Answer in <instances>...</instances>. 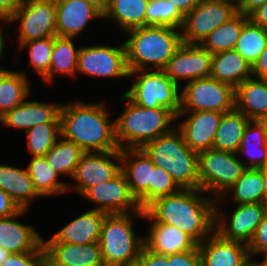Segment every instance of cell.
Segmentation results:
<instances>
[{
  "mask_svg": "<svg viewBox=\"0 0 267 266\" xmlns=\"http://www.w3.org/2000/svg\"><path fill=\"white\" fill-rule=\"evenodd\" d=\"M205 194L201 189H180L155 199L144 210L156 222L173 225L200 244L214 232L215 224L216 199Z\"/></svg>",
  "mask_w": 267,
  "mask_h": 266,
  "instance_id": "obj_1",
  "label": "cell"
},
{
  "mask_svg": "<svg viewBox=\"0 0 267 266\" xmlns=\"http://www.w3.org/2000/svg\"><path fill=\"white\" fill-rule=\"evenodd\" d=\"M105 100L95 103L72 101L62 104L61 136L79 145L84 152L118 150L115 119H109Z\"/></svg>",
  "mask_w": 267,
  "mask_h": 266,
  "instance_id": "obj_2",
  "label": "cell"
},
{
  "mask_svg": "<svg viewBox=\"0 0 267 266\" xmlns=\"http://www.w3.org/2000/svg\"><path fill=\"white\" fill-rule=\"evenodd\" d=\"M124 33L129 37L123 42L129 72L162 70L183 43L181 30L167 26H143Z\"/></svg>",
  "mask_w": 267,
  "mask_h": 266,
  "instance_id": "obj_3",
  "label": "cell"
},
{
  "mask_svg": "<svg viewBox=\"0 0 267 266\" xmlns=\"http://www.w3.org/2000/svg\"><path fill=\"white\" fill-rule=\"evenodd\" d=\"M127 105L115 118V139L119 149L142 148L146 143L170 132L176 115L167 108L148 109L132 102L125 94L120 101Z\"/></svg>",
  "mask_w": 267,
  "mask_h": 266,
  "instance_id": "obj_4",
  "label": "cell"
},
{
  "mask_svg": "<svg viewBox=\"0 0 267 266\" xmlns=\"http://www.w3.org/2000/svg\"><path fill=\"white\" fill-rule=\"evenodd\" d=\"M142 149L155 166L170 174L180 189H199L198 153L185 143L177 127L146 143Z\"/></svg>",
  "mask_w": 267,
  "mask_h": 266,
  "instance_id": "obj_5",
  "label": "cell"
},
{
  "mask_svg": "<svg viewBox=\"0 0 267 266\" xmlns=\"http://www.w3.org/2000/svg\"><path fill=\"white\" fill-rule=\"evenodd\" d=\"M144 212L107 214L101 226L99 246L105 266H136L144 247V236L133 228L132 220Z\"/></svg>",
  "mask_w": 267,
  "mask_h": 266,
  "instance_id": "obj_6",
  "label": "cell"
},
{
  "mask_svg": "<svg viewBox=\"0 0 267 266\" xmlns=\"http://www.w3.org/2000/svg\"><path fill=\"white\" fill-rule=\"evenodd\" d=\"M129 77L134 82L124 94L132 102L148 109L167 108L175 115L178 114L181 108V86L162 70H134L129 72Z\"/></svg>",
  "mask_w": 267,
  "mask_h": 266,
  "instance_id": "obj_7",
  "label": "cell"
},
{
  "mask_svg": "<svg viewBox=\"0 0 267 266\" xmlns=\"http://www.w3.org/2000/svg\"><path fill=\"white\" fill-rule=\"evenodd\" d=\"M246 169L236 153L213 148L199 152V189L214 199L220 198Z\"/></svg>",
  "mask_w": 267,
  "mask_h": 266,
  "instance_id": "obj_8",
  "label": "cell"
},
{
  "mask_svg": "<svg viewBox=\"0 0 267 266\" xmlns=\"http://www.w3.org/2000/svg\"><path fill=\"white\" fill-rule=\"evenodd\" d=\"M235 88L211 77L195 79L181 88L179 112L218 111L235 109Z\"/></svg>",
  "mask_w": 267,
  "mask_h": 266,
  "instance_id": "obj_9",
  "label": "cell"
},
{
  "mask_svg": "<svg viewBox=\"0 0 267 266\" xmlns=\"http://www.w3.org/2000/svg\"><path fill=\"white\" fill-rule=\"evenodd\" d=\"M238 14L236 0H201L184 17L182 42L200 44L215 28Z\"/></svg>",
  "mask_w": 267,
  "mask_h": 266,
  "instance_id": "obj_10",
  "label": "cell"
},
{
  "mask_svg": "<svg viewBox=\"0 0 267 266\" xmlns=\"http://www.w3.org/2000/svg\"><path fill=\"white\" fill-rule=\"evenodd\" d=\"M19 24L17 43L57 36L55 0H25L7 20Z\"/></svg>",
  "mask_w": 267,
  "mask_h": 266,
  "instance_id": "obj_11",
  "label": "cell"
},
{
  "mask_svg": "<svg viewBox=\"0 0 267 266\" xmlns=\"http://www.w3.org/2000/svg\"><path fill=\"white\" fill-rule=\"evenodd\" d=\"M220 203L223 201L216 199L214 232L225 240L238 241L248 246L267 206L264 203L234 205L235 209L227 218L228 214L221 210Z\"/></svg>",
  "mask_w": 267,
  "mask_h": 266,
  "instance_id": "obj_12",
  "label": "cell"
},
{
  "mask_svg": "<svg viewBox=\"0 0 267 266\" xmlns=\"http://www.w3.org/2000/svg\"><path fill=\"white\" fill-rule=\"evenodd\" d=\"M77 73L93 78L129 77L124 43L115 47L101 44L80 46Z\"/></svg>",
  "mask_w": 267,
  "mask_h": 266,
  "instance_id": "obj_13",
  "label": "cell"
},
{
  "mask_svg": "<svg viewBox=\"0 0 267 266\" xmlns=\"http://www.w3.org/2000/svg\"><path fill=\"white\" fill-rule=\"evenodd\" d=\"M121 171V149L102 152H84L76 166L68 191L82 195L92 186L109 181ZM70 184V185H69Z\"/></svg>",
  "mask_w": 267,
  "mask_h": 266,
  "instance_id": "obj_14",
  "label": "cell"
},
{
  "mask_svg": "<svg viewBox=\"0 0 267 266\" xmlns=\"http://www.w3.org/2000/svg\"><path fill=\"white\" fill-rule=\"evenodd\" d=\"M82 196L95 204L92 210H100L107 214L144 212L131 194L122 171L109 181L90 187Z\"/></svg>",
  "mask_w": 267,
  "mask_h": 266,
  "instance_id": "obj_15",
  "label": "cell"
},
{
  "mask_svg": "<svg viewBox=\"0 0 267 266\" xmlns=\"http://www.w3.org/2000/svg\"><path fill=\"white\" fill-rule=\"evenodd\" d=\"M213 54L199 44L182 43L162 71L174 83L207 78L211 75Z\"/></svg>",
  "mask_w": 267,
  "mask_h": 266,
  "instance_id": "obj_16",
  "label": "cell"
},
{
  "mask_svg": "<svg viewBox=\"0 0 267 266\" xmlns=\"http://www.w3.org/2000/svg\"><path fill=\"white\" fill-rule=\"evenodd\" d=\"M223 114L218 111L178 112L176 120L186 118L175 126L181 131L185 143L199 153L212 149Z\"/></svg>",
  "mask_w": 267,
  "mask_h": 266,
  "instance_id": "obj_17",
  "label": "cell"
},
{
  "mask_svg": "<svg viewBox=\"0 0 267 266\" xmlns=\"http://www.w3.org/2000/svg\"><path fill=\"white\" fill-rule=\"evenodd\" d=\"M154 166L142 148L121 150V171L126 176L131 194L143 210L149 205V183Z\"/></svg>",
  "mask_w": 267,
  "mask_h": 266,
  "instance_id": "obj_18",
  "label": "cell"
},
{
  "mask_svg": "<svg viewBox=\"0 0 267 266\" xmlns=\"http://www.w3.org/2000/svg\"><path fill=\"white\" fill-rule=\"evenodd\" d=\"M58 37L76 38L87 28L90 19H103V13L85 0H55Z\"/></svg>",
  "mask_w": 267,
  "mask_h": 266,
  "instance_id": "obj_19",
  "label": "cell"
},
{
  "mask_svg": "<svg viewBox=\"0 0 267 266\" xmlns=\"http://www.w3.org/2000/svg\"><path fill=\"white\" fill-rule=\"evenodd\" d=\"M144 219L151 221L148 235L144 236V246L157 254L170 255L193 250L198 244L181 229L156 222L145 210Z\"/></svg>",
  "mask_w": 267,
  "mask_h": 266,
  "instance_id": "obj_20",
  "label": "cell"
},
{
  "mask_svg": "<svg viewBox=\"0 0 267 266\" xmlns=\"http://www.w3.org/2000/svg\"><path fill=\"white\" fill-rule=\"evenodd\" d=\"M62 103L25 100L0 117L5 127L27 130L41 123H60Z\"/></svg>",
  "mask_w": 267,
  "mask_h": 266,
  "instance_id": "obj_21",
  "label": "cell"
},
{
  "mask_svg": "<svg viewBox=\"0 0 267 266\" xmlns=\"http://www.w3.org/2000/svg\"><path fill=\"white\" fill-rule=\"evenodd\" d=\"M27 212L30 211L21 209L10 217L0 219V246L11 253L33 252L43 244V237L35 227L16 220Z\"/></svg>",
  "mask_w": 267,
  "mask_h": 266,
  "instance_id": "obj_22",
  "label": "cell"
},
{
  "mask_svg": "<svg viewBox=\"0 0 267 266\" xmlns=\"http://www.w3.org/2000/svg\"><path fill=\"white\" fill-rule=\"evenodd\" d=\"M202 266H241L250 256L248 246L238 241H229L213 232L197 245Z\"/></svg>",
  "mask_w": 267,
  "mask_h": 266,
  "instance_id": "obj_23",
  "label": "cell"
},
{
  "mask_svg": "<svg viewBox=\"0 0 267 266\" xmlns=\"http://www.w3.org/2000/svg\"><path fill=\"white\" fill-rule=\"evenodd\" d=\"M107 213L89 210L74 218L43 243L89 244L99 242L101 226Z\"/></svg>",
  "mask_w": 267,
  "mask_h": 266,
  "instance_id": "obj_24",
  "label": "cell"
},
{
  "mask_svg": "<svg viewBox=\"0 0 267 266\" xmlns=\"http://www.w3.org/2000/svg\"><path fill=\"white\" fill-rule=\"evenodd\" d=\"M45 256L56 266H105L99 242L89 244L43 243Z\"/></svg>",
  "mask_w": 267,
  "mask_h": 266,
  "instance_id": "obj_25",
  "label": "cell"
},
{
  "mask_svg": "<svg viewBox=\"0 0 267 266\" xmlns=\"http://www.w3.org/2000/svg\"><path fill=\"white\" fill-rule=\"evenodd\" d=\"M0 188L11 196L20 209L30 210V205L42 196L34 188L27 169L0 164Z\"/></svg>",
  "mask_w": 267,
  "mask_h": 266,
  "instance_id": "obj_26",
  "label": "cell"
},
{
  "mask_svg": "<svg viewBox=\"0 0 267 266\" xmlns=\"http://www.w3.org/2000/svg\"><path fill=\"white\" fill-rule=\"evenodd\" d=\"M210 77L236 89L252 78V67L235 49L219 52L213 54Z\"/></svg>",
  "mask_w": 267,
  "mask_h": 266,
  "instance_id": "obj_27",
  "label": "cell"
},
{
  "mask_svg": "<svg viewBox=\"0 0 267 266\" xmlns=\"http://www.w3.org/2000/svg\"><path fill=\"white\" fill-rule=\"evenodd\" d=\"M235 108L250 120L267 115V80L251 78L235 89Z\"/></svg>",
  "mask_w": 267,
  "mask_h": 266,
  "instance_id": "obj_28",
  "label": "cell"
},
{
  "mask_svg": "<svg viewBox=\"0 0 267 266\" xmlns=\"http://www.w3.org/2000/svg\"><path fill=\"white\" fill-rule=\"evenodd\" d=\"M27 76L24 71H11L0 65V117L30 96L31 86Z\"/></svg>",
  "mask_w": 267,
  "mask_h": 266,
  "instance_id": "obj_29",
  "label": "cell"
},
{
  "mask_svg": "<svg viewBox=\"0 0 267 266\" xmlns=\"http://www.w3.org/2000/svg\"><path fill=\"white\" fill-rule=\"evenodd\" d=\"M250 119L236 108L223 114L212 148L237 153Z\"/></svg>",
  "mask_w": 267,
  "mask_h": 266,
  "instance_id": "obj_30",
  "label": "cell"
},
{
  "mask_svg": "<svg viewBox=\"0 0 267 266\" xmlns=\"http://www.w3.org/2000/svg\"><path fill=\"white\" fill-rule=\"evenodd\" d=\"M236 154L238 158H241L242 155L247 158L240 159L246 168L259 169L267 165V142L264 132L256 120L249 121Z\"/></svg>",
  "mask_w": 267,
  "mask_h": 266,
  "instance_id": "obj_31",
  "label": "cell"
},
{
  "mask_svg": "<svg viewBox=\"0 0 267 266\" xmlns=\"http://www.w3.org/2000/svg\"><path fill=\"white\" fill-rule=\"evenodd\" d=\"M26 167L34 188L42 196H58L68 192V183L47 163L45 156H34Z\"/></svg>",
  "mask_w": 267,
  "mask_h": 266,
  "instance_id": "obj_32",
  "label": "cell"
},
{
  "mask_svg": "<svg viewBox=\"0 0 267 266\" xmlns=\"http://www.w3.org/2000/svg\"><path fill=\"white\" fill-rule=\"evenodd\" d=\"M149 0H109L103 19H111L123 32L146 26V9Z\"/></svg>",
  "mask_w": 267,
  "mask_h": 266,
  "instance_id": "obj_33",
  "label": "cell"
},
{
  "mask_svg": "<svg viewBox=\"0 0 267 266\" xmlns=\"http://www.w3.org/2000/svg\"><path fill=\"white\" fill-rule=\"evenodd\" d=\"M73 40L74 38L54 36L49 72L42 81L51 84L56 74L67 75L69 77L77 74L80 48H76Z\"/></svg>",
  "mask_w": 267,
  "mask_h": 266,
  "instance_id": "obj_34",
  "label": "cell"
},
{
  "mask_svg": "<svg viewBox=\"0 0 267 266\" xmlns=\"http://www.w3.org/2000/svg\"><path fill=\"white\" fill-rule=\"evenodd\" d=\"M227 196L231 197V199L233 198L234 205L263 203V177L261 170L247 168L235 184L217 199L222 201Z\"/></svg>",
  "mask_w": 267,
  "mask_h": 266,
  "instance_id": "obj_35",
  "label": "cell"
},
{
  "mask_svg": "<svg viewBox=\"0 0 267 266\" xmlns=\"http://www.w3.org/2000/svg\"><path fill=\"white\" fill-rule=\"evenodd\" d=\"M248 20L249 16L238 13L228 22L215 28L199 45L212 54L234 49Z\"/></svg>",
  "mask_w": 267,
  "mask_h": 266,
  "instance_id": "obj_36",
  "label": "cell"
},
{
  "mask_svg": "<svg viewBox=\"0 0 267 266\" xmlns=\"http://www.w3.org/2000/svg\"><path fill=\"white\" fill-rule=\"evenodd\" d=\"M84 151L76 143L60 136L45 155L47 163L62 177H73Z\"/></svg>",
  "mask_w": 267,
  "mask_h": 266,
  "instance_id": "obj_37",
  "label": "cell"
},
{
  "mask_svg": "<svg viewBox=\"0 0 267 266\" xmlns=\"http://www.w3.org/2000/svg\"><path fill=\"white\" fill-rule=\"evenodd\" d=\"M267 46V30L253 23L250 19L244 24L235 50L252 67Z\"/></svg>",
  "mask_w": 267,
  "mask_h": 266,
  "instance_id": "obj_38",
  "label": "cell"
},
{
  "mask_svg": "<svg viewBox=\"0 0 267 266\" xmlns=\"http://www.w3.org/2000/svg\"><path fill=\"white\" fill-rule=\"evenodd\" d=\"M184 15L169 0H149L146 9V26H167L180 29Z\"/></svg>",
  "mask_w": 267,
  "mask_h": 266,
  "instance_id": "obj_39",
  "label": "cell"
},
{
  "mask_svg": "<svg viewBox=\"0 0 267 266\" xmlns=\"http://www.w3.org/2000/svg\"><path fill=\"white\" fill-rule=\"evenodd\" d=\"M24 133L31 157L45 156L61 136L60 123H41Z\"/></svg>",
  "mask_w": 267,
  "mask_h": 266,
  "instance_id": "obj_40",
  "label": "cell"
},
{
  "mask_svg": "<svg viewBox=\"0 0 267 266\" xmlns=\"http://www.w3.org/2000/svg\"><path fill=\"white\" fill-rule=\"evenodd\" d=\"M54 46V37L30 40L18 46L19 49L26 48L29 55V67L43 79L49 72V66Z\"/></svg>",
  "mask_w": 267,
  "mask_h": 266,
  "instance_id": "obj_41",
  "label": "cell"
},
{
  "mask_svg": "<svg viewBox=\"0 0 267 266\" xmlns=\"http://www.w3.org/2000/svg\"><path fill=\"white\" fill-rule=\"evenodd\" d=\"M179 190L180 188L167 171L154 166L151 183H149V204L159 197L175 194Z\"/></svg>",
  "mask_w": 267,
  "mask_h": 266,
  "instance_id": "obj_42",
  "label": "cell"
},
{
  "mask_svg": "<svg viewBox=\"0 0 267 266\" xmlns=\"http://www.w3.org/2000/svg\"><path fill=\"white\" fill-rule=\"evenodd\" d=\"M45 256V248L42 244L36 251L12 253L1 266H40Z\"/></svg>",
  "mask_w": 267,
  "mask_h": 266,
  "instance_id": "obj_43",
  "label": "cell"
},
{
  "mask_svg": "<svg viewBox=\"0 0 267 266\" xmlns=\"http://www.w3.org/2000/svg\"><path fill=\"white\" fill-rule=\"evenodd\" d=\"M267 249V209L264 212L261 223L258 225L255 234L248 244V251L251 257L260 255Z\"/></svg>",
  "mask_w": 267,
  "mask_h": 266,
  "instance_id": "obj_44",
  "label": "cell"
},
{
  "mask_svg": "<svg viewBox=\"0 0 267 266\" xmlns=\"http://www.w3.org/2000/svg\"><path fill=\"white\" fill-rule=\"evenodd\" d=\"M170 266H202L201 256L196 246L193 250L168 255Z\"/></svg>",
  "mask_w": 267,
  "mask_h": 266,
  "instance_id": "obj_45",
  "label": "cell"
},
{
  "mask_svg": "<svg viewBox=\"0 0 267 266\" xmlns=\"http://www.w3.org/2000/svg\"><path fill=\"white\" fill-rule=\"evenodd\" d=\"M136 266H170L168 255H161L148 250L145 246L139 253Z\"/></svg>",
  "mask_w": 267,
  "mask_h": 266,
  "instance_id": "obj_46",
  "label": "cell"
},
{
  "mask_svg": "<svg viewBox=\"0 0 267 266\" xmlns=\"http://www.w3.org/2000/svg\"><path fill=\"white\" fill-rule=\"evenodd\" d=\"M20 210L11 196L0 188V219L10 217Z\"/></svg>",
  "mask_w": 267,
  "mask_h": 266,
  "instance_id": "obj_47",
  "label": "cell"
},
{
  "mask_svg": "<svg viewBox=\"0 0 267 266\" xmlns=\"http://www.w3.org/2000/svg\"><path fill=\"white\" fill-rule=\"evenodd\" d=\"M252 77L267 80V46L252 66Z\"/></svg>",
  "mask_w": 267,
  "mask_h": 266,
  "instance_id": "obj_48",
  "label": "cell"
},
{
  "mask_svg": "<svg viewBox=\"0 0 267 266\" xmlns=\"http://www.w3.org/2000/svg\"><path fill=\"white\" fill-rule=\"evenodd\" d=\"M25 0H0V19L8 20Z\"/></svg>",
  "mask_w": 267,
  "mask_h": 266,
  "instance_id": "obj_49",
  "label": "cell"
},
{
  "mask_svg": "<svg viewBox=\"0 0 267 266\" xmlns=\"http://www.w3.org/2000/svg\"><path fill=\"white\" fill-rule=\"evenodd\" d=\"M238 13L249 16L257 8L267 2V0H236Z\"/></svg>",
  "mask_w": 267,
  "mask_h": 266,
  "instance_id": "obj_50",
  "label": "cell"
},
{
  "mask_svg": "<svg viewBox=\"0 0 267 266\" xmlns=\"http://www.w3.org/2000/svg\"><path fill=\"white\" fill-rule=\"evenodd\" d=\"M249 19L256 25L267 30V2L249 15Z\"/></svg>",
  "mask_w": 267,
  "mask_h": 266,
  "instance_id": "obj_51",
  "label": "cell"
},
{
  "mask_svg": "<svg viewBox=\"0 0 267 266\" xmlns=\"http://www.w3.org/2000/svg\"><path fill=\"white\" fill-rule=\"evenodd\" d=\"M178 10L185 16L189 13L194 7H196L201 0H169Z\"/></svg>",
  "mask_w": 267,
  "mask_h": 266,
  "instance_id": "obj_52",
  "label": "cell"
},
{
  "mask_svg": "<svg viewBox=\"0 0 267 266\" xmlns=\"http://www.w3.org/2000/svg\"><path fill=\"white\" fill-rule=\"evenodd\" d=\"M1 24L4 26L5 24H7V26H8V23H7V20H4V19H0V26H1ZM3 29H4V27L2 28V26L0 27V60H2L3 58V54H4V52H5V47H7V46H5V40H7V39H5V36H4V31H3ZM3 31V32H2Z\"/></svg>",
  "mask_w": 267,
  "mask_h": 266,
  "instance_id": "obj_53",
  "label": "cell"
},
{
  "mask_svg": "<svg viewBox=\"0 0 267 266\" xmlns=\"http://www.w3.org/2000/svg\"><path fill=\"white\" fill-rule=\"evenodd\" d=\"M259 169L263 177V203L267 206V165Z\"/></svg>",
  "mask_w": 267,
  "mask_h": 266,
  "instance_id": "obj_54",
  "label": "cell"
},
{
  "mask_svg": "<svg viewBox=\"0 0 267 266\" xmlns=\"http://www.w3.org/2000/svg\"><path fill=\"white\" fill-rule=\"evenodd\" d=\"M86 2H89L93 4L95 7H97L102 13H104L107 9L108 0H85Z\"/></svg>",
  "mask_w": 267,
  "mask_h": 266,
  "instance_id": "obj_55",
  "label": "cell"
},
{
  "mask_svg": "<svg viewBox=\"0 0 267 266\" xmlns=\"http://www.w3.org/2000/svg\"><path fill=\"white\" fill-rule=\"evenodd\" d=\"M256 121L261 126L264 132V135H265L266 142H267V115L258 118Z\"/></svg>",
  "mask_w": 267,
  "mask_h": 266,
  "instance_id": "obj_56",
  "label": "cell"
},
{
  "mask_svg": "<svg viewBox=\"0 0 267 266\" xmlns=\"http://www.w3.org/2000/svg\"><path fill=\"white\" fill-rule=\"evenodd\" d=\"M12 253L0 246V266Z\"/></svg>",
  "mask_w": 267,
  "mask_h": 266,
  "instance_id": "obj_57",
  "label": "cell"
},
{
  "mask_svg": "<svg viewBox=\"0 0 267 266\" xmlns=\"http://www.w3.org/2000/svg\"><path fill=\"white\" fill-rule=\"evenodd\" d=\"M249 256L241 266H259V261Z\"/></svg>",
  "mask_w": 267,
  "mask_h": 266,
  "instance_id": "obj_58",
  "label": "cell"
},
{
  "mask_svg": "<svg viewBox=\"0 0 267 266\" xmlns=\"http://www.w3.org/2000/svg\"><path fill=\"white\" fill-rule=\"evenodd\" d=\"M40 266H56V265L53 262H51L46 256H44Z\"/></svg>",
  "mask_w": 267,
  "mask_h": 266,
  "instance_id": "obj_59",
  "label": "cell"
},
{
  "mask_svg": "<svg viewBox=\"0 0 267 266\" xmlns=\"http://www.w3.org/2000/svg\"><path fill=\"white\" fill-rule=\"evenodd\" d=\"M260 256H263V260L260 261L261 263H263L265 266H267V249L265 251H263Z\"/></svg>",
  "mask_w": 267,
  "mask_h": 266,
  "instance_id": "obj_60",
  "label": "cell"
},
{
  "mask_svg": "<svg viewBox=\"0 0 267 266\" xmlns=\"http://www.w3.org/2000/svg\"><path fill=\"white\" fill-rule=\"evenodd\" d=\"M259 266H265V265L259 261Z\"/></svg>",
  "mask_w": 267,
  "mask_h": 266,
  "instance_id": "obj_61",
  "label": "cell"
}]
</instances>
